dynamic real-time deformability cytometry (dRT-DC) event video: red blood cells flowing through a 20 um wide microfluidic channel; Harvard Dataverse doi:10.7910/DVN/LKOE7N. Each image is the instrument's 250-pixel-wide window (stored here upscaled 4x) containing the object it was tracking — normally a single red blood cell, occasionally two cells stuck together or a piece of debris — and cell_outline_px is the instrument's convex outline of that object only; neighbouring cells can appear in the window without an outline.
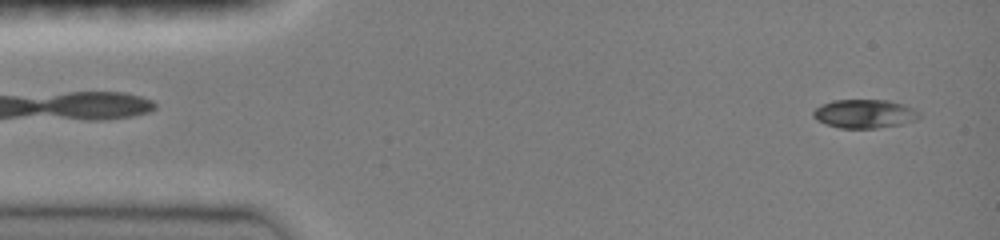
{"species": "common noctule bat (a hibernating species)", "species_latin": "Nyctalus noctula", "temperature_condition": "room temperature", "stored_images_in_passage": 46, "camera_frame_rate_fps": 3000, "um_per_image_px": 0.085, "animal": {"sex": "female", "body_mass_g": 19.0, "forearm_length_mm": 51.5}, "frame": {"image": 1, "passage_image": 3, "time_ms": 0.667, "image_size_px": [1000, 240], "cell_outline_px": [[920, 116], [916, 120], [900, 124], [876, 128], [840, 128], [824, 124], [816, 120], [812, 116], [812, 112], [820, 104], [832, 100], [888, 100], [904, 104], [920, 112]], "centroid_in_image_um": [73.44, 9.66], "position_along_channel_um": 11.6, "area_um2": 17.86}}
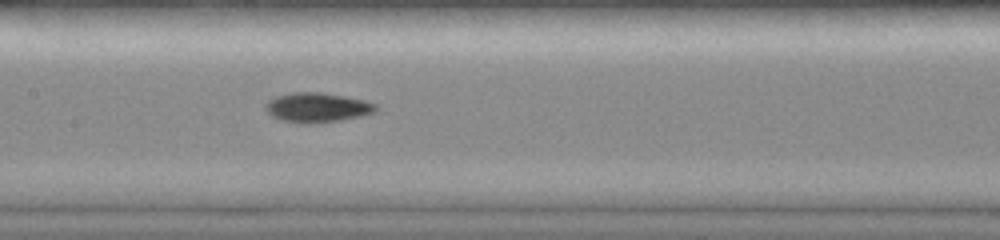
{"frame": {"image": 2, "passage_image": 21, "time_ms": 7.333, "image_size_px": [1000, 240], "cell_outline_px": [[380, 108], [376, 112], [360, 116], [340, 120], [316, 124], [304, 124], [280, 120], [272, 116], [264, 108], [264, 104], [268, 100], [276, 96], [292, 92], [320, 92], [344, 96], [364, 100], [376, 104]], "centroid_in_image_um": [26.95, 9.14], "position_along_channel_um": 180.4, "area_um2": 19.31}}
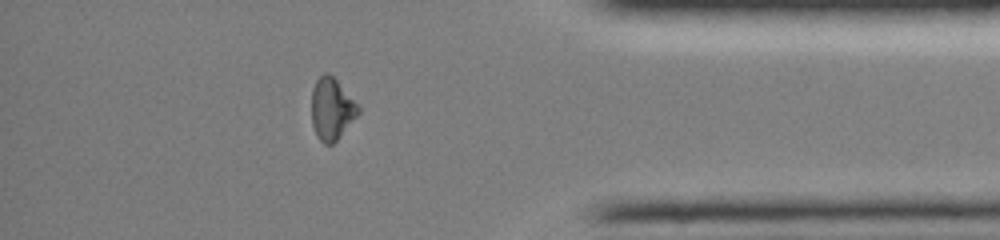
{"frame": {"image": 3, "passage_image": 39, "time_ms": 13.333, "image_size_px": [1000, 240], "cell_outline_px": [[360, 112], [336, 140], [332, 144], [324, 144], [316, 136], [312, 124], [312, 88], [316, 80], [324, 72], [328, 72], [360, 104]], "centroid_in_image_um": [28.2, 9.24], "position_along_channel_um": 407.0, "area_um2": 16.88}, "authors_computed_cell_mechanics": {"area_um2": 17.4556, "velocity_mm_per_s": 4.0368, "shape_relaxation_time_tau1_ms": 3.5189, "shape_relaxation_time_tau2_ms": 9.4204, "deformation_change_tau1": 0.1544, "deformation_change_tau2": 0.1414}}